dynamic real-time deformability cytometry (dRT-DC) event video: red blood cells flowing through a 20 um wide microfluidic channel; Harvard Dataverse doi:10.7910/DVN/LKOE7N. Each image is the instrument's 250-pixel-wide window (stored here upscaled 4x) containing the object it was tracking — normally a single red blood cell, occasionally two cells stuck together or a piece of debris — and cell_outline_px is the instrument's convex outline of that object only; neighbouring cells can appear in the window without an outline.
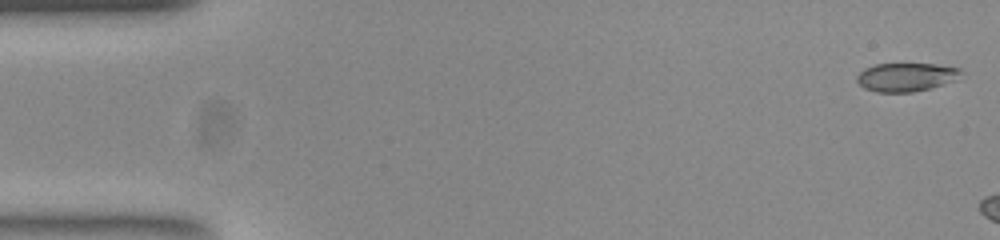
{"species": "common noctule bat (a hibernating species)", "species_latin": "Nyctalus noctula", "temperature_condition": "room temperature", "stored_images_in_passage": 7, "camera_frame_rate_fps": 3000, "um_per_image_px": 0.085, "animal": {"sex": "female", "body_mass_g": 23.0, "forearm_length_mm": 53.4}, "frame": {"image": 1, "passage_image": 1, "time_ms": 0.0, "image_size_px": [1000, 240], "cell_outline_px": [[964, 72], [956, 80], [928, 88], [912, 92], [876, 92], [864, 88], [856, 80], [856, 76], [864, 68], [876, 64], [936, 64], [960, 68]], "centroid_in_image_um": [77.02, 6.54], "position_along_channel_um": 8.0, "area_um2": 17.28}}